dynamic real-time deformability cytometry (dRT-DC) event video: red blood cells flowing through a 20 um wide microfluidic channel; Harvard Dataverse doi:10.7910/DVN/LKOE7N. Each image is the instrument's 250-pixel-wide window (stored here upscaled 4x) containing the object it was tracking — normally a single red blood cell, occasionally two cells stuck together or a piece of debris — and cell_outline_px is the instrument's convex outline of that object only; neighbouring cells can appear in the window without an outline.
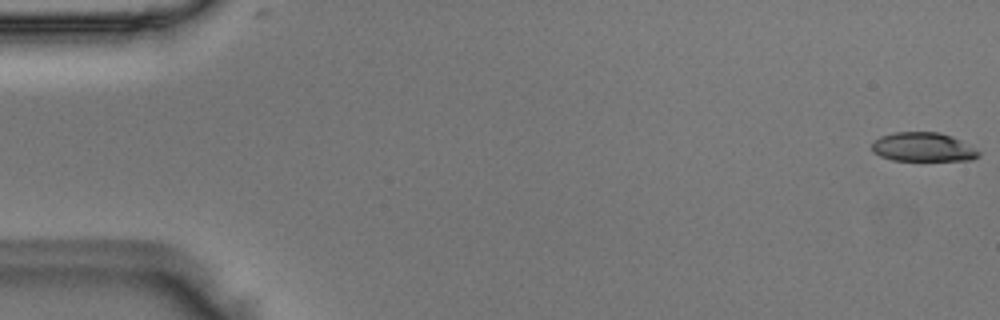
{"species": "Egyptian fruit bat (a non-hibernating species)", "species_latin": "Rousettus aegyptiacus", "temperature_condition": "room temperature", "stored_images_in_passage": 14, "camera_frame_rate_fps": 3000, "um_per_image_px": 0.085, "animal": {"sex": "male"}, "frame": {"image": 1, "passage_image": 1, "time_ms": 0.0, "image_size_px": [1000, 320], "cell_outline_px": [[980, 156], [972, 160], [892, 160], [880, 156], [872, 152], [872, 140], [880, 136], [892, 132], [940, 132], [952, 136], [960, 140], [980, 152]], "centroid_in_image_um": [78.42, 12.49], "position_along_channel_um": 6.6, "area_um2": 18.15}}
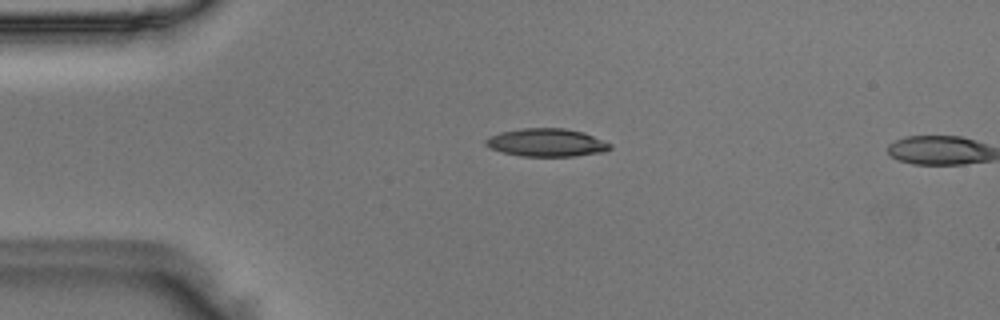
{"frame": {"image": 2, "passage_image": 12, "time_ms": 3.667, "image_size_px": [1000, 320], "cell_outline_px": [[612, 148], [604, 152], [576, 156], [520, 156], [488, 148], [484, 144], [484, 140], [488, 136], [500, 132], [520, 128], [564, 128], [584, 132], [612, 144]], "centroid_in_image_um": [46.44, 12.11], "position_along_channel_um": 38.6, "area_um2": 20.52}}